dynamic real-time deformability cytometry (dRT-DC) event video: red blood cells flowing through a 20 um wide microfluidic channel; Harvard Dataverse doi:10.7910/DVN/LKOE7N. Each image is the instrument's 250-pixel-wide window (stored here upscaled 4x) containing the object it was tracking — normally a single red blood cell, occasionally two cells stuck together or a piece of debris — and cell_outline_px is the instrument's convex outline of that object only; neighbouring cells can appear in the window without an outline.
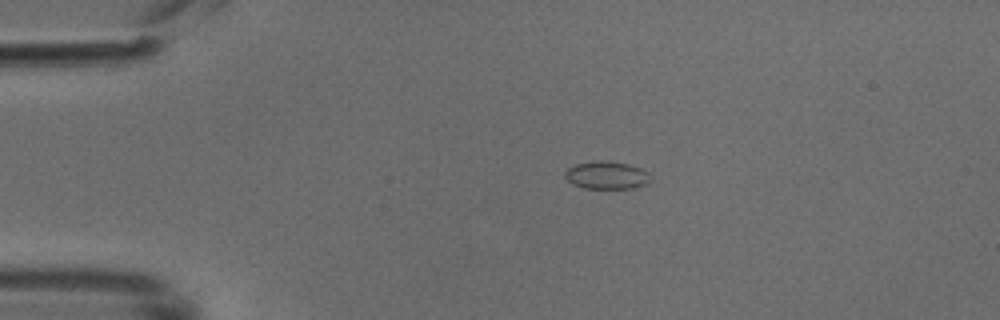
{"species": "common noctule bat (a hibernating species)", "species_latin": "Nyctalus noctula", "temperature_condition": "cold", "stored_images_in_passage": 40, "camera_frame_rate_fps": 3000, "um_per_image_px": 0.085, "animal": {"sex": "male", "body_mass_g": 18.8}, "frame": {"image": 1, "passage_image": 1, "time_ms": 0.0, "image_size_px": [1000, 320], "cell_outline_px": [[648, 184], [632, 188], [584, 188], [572, 184], [564, 176], [564, 172], [568, 168], [576, 164], [592, 160], [604, 160], [628, 164], [640, 168], [648, 172]], "centroid_in_image_um": [51.52, 14.88], "position_along_channel_um": 33.5, "area_um2": 13.81}}
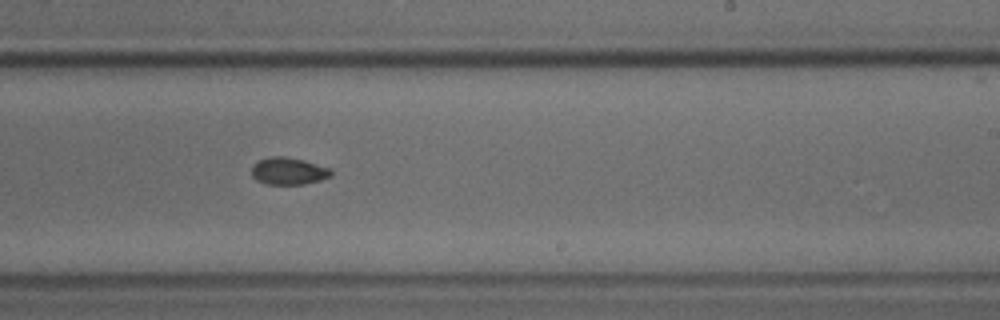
{"frame": {"image": 2, "passage_image": 21, "time_ms": 6.667, "image_size_px": [1000, 320], "cell_outline_px": [[332, 176], [320, 180], [304, 184], [264, 184], [256, 180], [252, 176], [252, 164], [260, 160], [272, 156], [284, 156], [304, 160], [328, 168], [332, 172]], "centroid_in_image_um": [24.49, 14.54], "position_along_channel_um": 264.5, "area_um2": 12.54}}
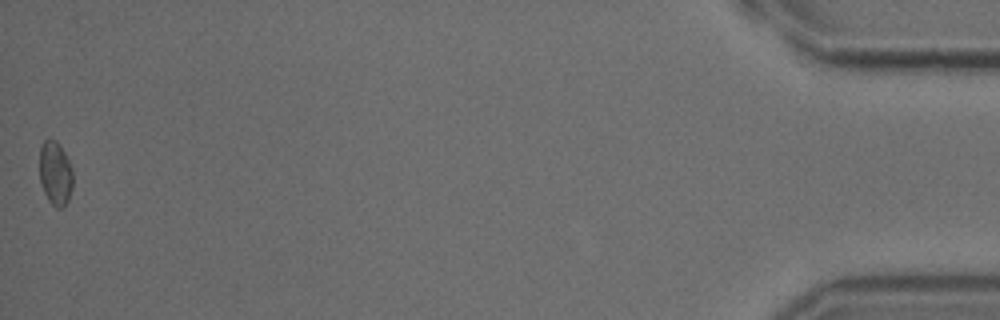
{"frame": {"image": 3, "passage_image": 40, "time_ms": 13.0, "image_size_px": [1000, 320], "cell_outline_px": [[72, 188], [68, 200], [60, 208], [56, 208], [48, 200], [44, 192], [40, 180], [40, 148], [44, 140], [56, 140], [64, 152], [72, 168]], "centroid_in_image_um": [4.7, 14.73], "position_along_channel_um": 430.5, "area_um2": 12.25}}